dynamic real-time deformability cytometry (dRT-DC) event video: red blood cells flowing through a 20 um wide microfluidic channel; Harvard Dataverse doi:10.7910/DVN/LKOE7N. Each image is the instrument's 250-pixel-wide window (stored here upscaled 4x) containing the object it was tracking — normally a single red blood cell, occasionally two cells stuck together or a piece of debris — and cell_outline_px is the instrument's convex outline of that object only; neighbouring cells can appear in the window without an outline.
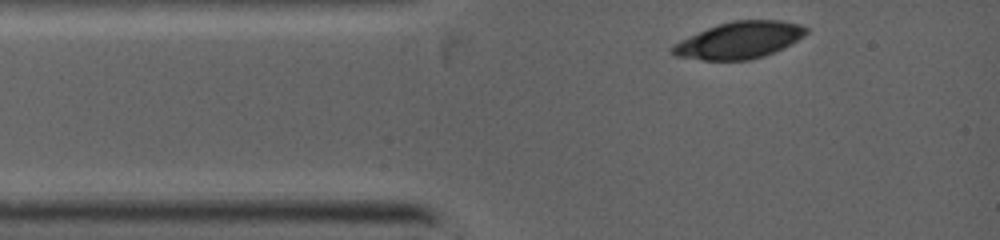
{"species": "common noctule bat (a hibernating species)", "species_latin": "Nyctalus noctula", "temperature_condition": "warm", "stored_images_in_passage": 9, "camera_frame_rate_fps": 5000, "um_per_image_px": 0.085, "animal": {"sex": "female", "body_mass_g": 19.0, "forearm_length_mm": 53.3}, "frame": {"image": 1, "passage_image": 1, "time_ms": 0.0, "image_size_px": [1000, 240], "cell_outline_px": [[808, 32], [804, 36], [792, 44], [764, 56], [748, 60], [704, 60], [676, 56], [668, 48], [672, 44], [680, 40], [708, 28], [732, 20], [784, 20], [800, 24], [808, 28]], "centroid_in_image_um": [62.86, 3.41], "position_along_channel_um": 22.1, "area_um2": 28.73}}
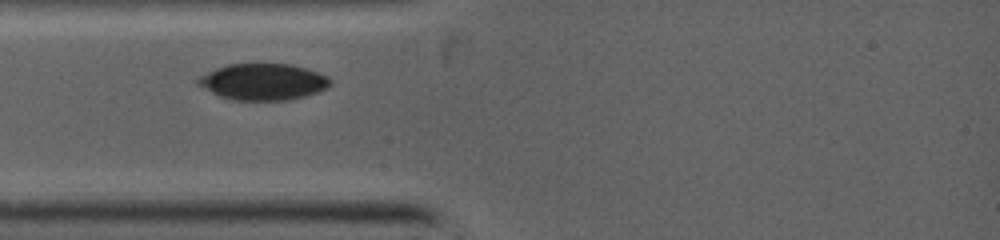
{"frame": {"image": 2, "passage_image": 4, "time_ms": 1.4, "image_size_px": [1000, 240], "cell_outline_px": [[332, 84], [316, 92], [304, 96], [288, 100], [232, 100], [220, 96], [196, 84], [196, 80], [200, 76], [216, 68], [228, 64], [292, 64], [328, 76], [332, 80]], "centroid_in_image_um": [22.35, 6.95], "position_along_channel_um": 62.6, "area_um2": 27.86}}
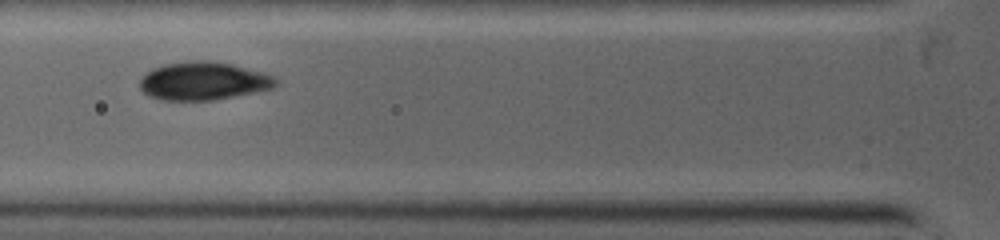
{"frame": {"image": 3, "passage_image": 6, "time_ms": 2.4, "image_size_px": [1000, 240], "cell_outline_px": [[276, 84], [272, 88], [212, 100], [160, 100], [148, 96], [140, 88], [140, 80], [152, 68], [164, 64], [192, 60], [208, 60], [232, 64], [276, 76]], "centroid_in_image_um": [17.25, 6.88], "position_along_channel_um": 108.5, "area_um2": 30.0}}